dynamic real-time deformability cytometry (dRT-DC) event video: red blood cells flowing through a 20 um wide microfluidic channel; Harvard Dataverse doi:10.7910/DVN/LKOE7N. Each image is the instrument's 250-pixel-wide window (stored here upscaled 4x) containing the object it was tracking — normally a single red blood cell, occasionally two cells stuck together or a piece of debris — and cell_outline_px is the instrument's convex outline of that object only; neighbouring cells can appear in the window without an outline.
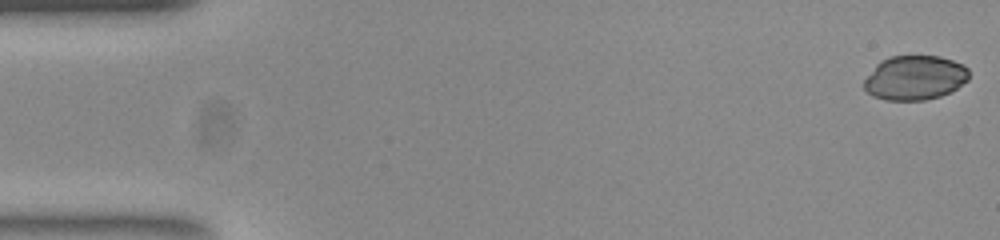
{"species": "common noctule bat (a hibernating species)", "species_latin": "Nyctalus noctula", "temperature_condition": "room temperature", "stored_images_in_passage": 52, "camera_frame_rate_fps": 3000, "um_per_image_px": 0.085, "animal": {"sex": "female", "body_mass_g": 23.0, "forearm_length_mm": 53.4}, "frame": {"image": 1, "passage_image": 1, "time_ms": 0.0, "image_size_px": [1000, 240], "cell_outline_px": [[968, 80], [956, 88], [940, 96], [924, 100], [884, 100], [872, 96], [864, 88], [864, 80], [876, 64], [880, 60], [888, 56], [940, 56], [964, 64], [968, 68]], "centroid_in_image_um": [77.75, 6.6], "position_along_channel_um": 7.3, "area_um2": 27.22}}
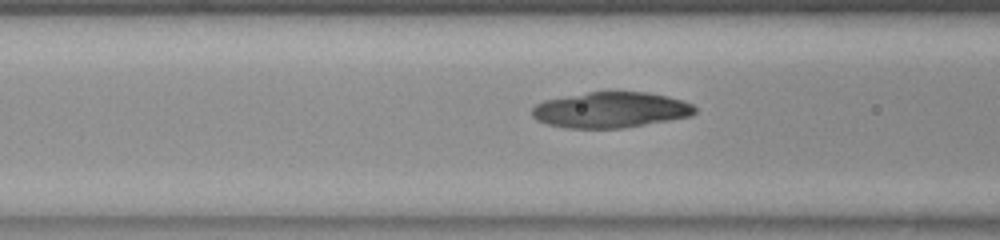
{"frame": {"image": 2, "passage_image": 20, "time_ms": 6.333, "image_size_px": [1000, 240], "cell_outline_px": [[696, 112], [692, 116], [620, 128], [568, 128], [548, 124], [536, 120], [532, 116], [532, 108], [536, 104], [544, 100], [588, 92], [648, 92], [668, 96], [684, 100], [692, 104], [696, 108]], "centroid_in_image_um": [51.91, 9.33], "position_along_channel_um": 114.7, "area_um2": 33.81}}
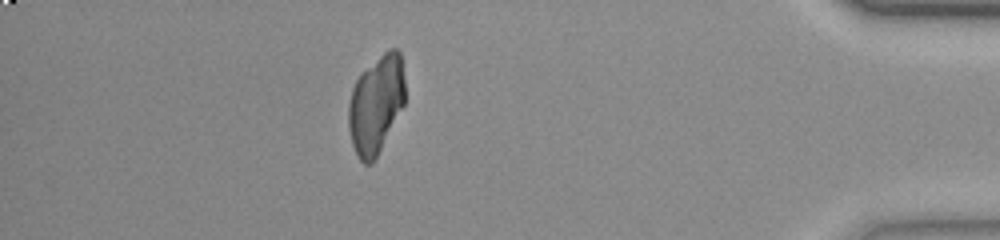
{"frame": {"image": 3, "passage_image": 46, "time_ms": 15.0, "image_size_px": [1000, 240], "cell_outline_px": [[404, 104], [372, 164], [364, 164], [356, 156], [352, 144], [348, 128], [348, 104], [352, 88], [360, 72], [388, 48], [396, 48], [400, 52], [404, 76]], "centroid_in_image_um": [31.93, 8.85], "position_along_channel_um": 403.3, "area_um2": 32.37}}